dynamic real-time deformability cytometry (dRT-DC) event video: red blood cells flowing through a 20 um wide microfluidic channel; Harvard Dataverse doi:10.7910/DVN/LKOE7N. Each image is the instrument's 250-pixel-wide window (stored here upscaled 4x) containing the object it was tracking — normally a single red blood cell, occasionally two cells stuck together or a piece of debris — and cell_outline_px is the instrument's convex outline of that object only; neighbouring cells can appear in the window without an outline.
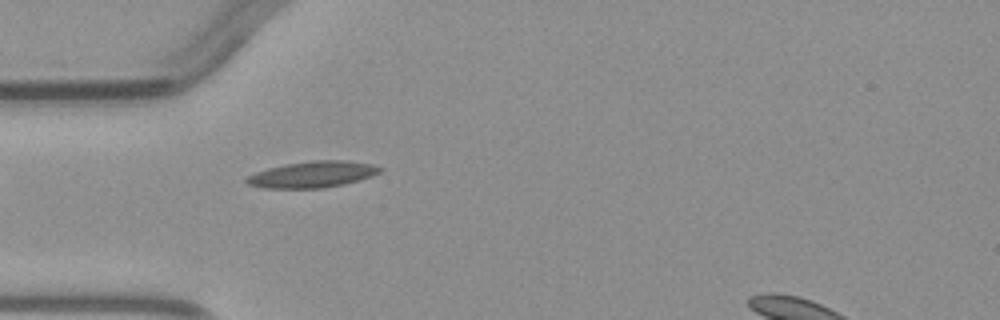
{"species": "common noctule bat (a hibernating species)", "species_latin": "Nyctalus noctula", "temperature_condition": "warm", "stored_images_in_passage": 1, "camera_frame_rate_fps": 3000, "um_per_image_px": 0.085, "animal": {"sex": "male", "body_mass_g": 23.1, "forearm_length_mm": 52.7}, "frame": {"image": 1, "passage_image": 1, "time_ms": 0.0, "image_size_px": [1000, 320], "cell_outline_px": [[384, 168], [380, 172], [372, 176], [360, 180], [344, 184], [324, 188], [264, 188], [248, 184], [244, 180], [244, 176], [268, 168], [284, 164], [312, 160], [348, 160], [372, 164]], "centroid_in_image_um": [26.56, 14.82], "position_along_channel_um": 58.4, "area_um2": 20.69}}